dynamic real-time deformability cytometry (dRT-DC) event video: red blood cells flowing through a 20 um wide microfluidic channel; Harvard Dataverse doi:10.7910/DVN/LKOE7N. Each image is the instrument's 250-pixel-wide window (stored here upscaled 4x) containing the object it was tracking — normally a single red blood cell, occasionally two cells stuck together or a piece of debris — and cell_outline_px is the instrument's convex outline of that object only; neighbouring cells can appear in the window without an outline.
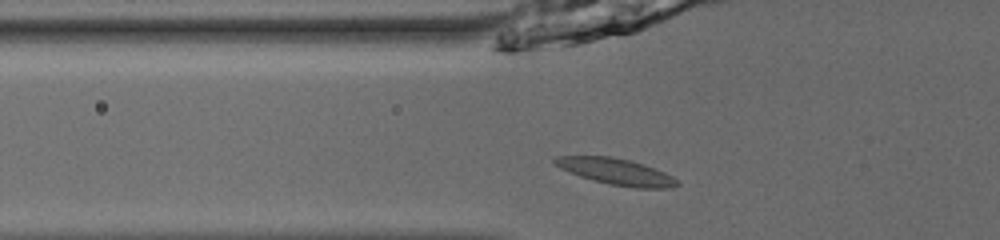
{"species": "common noctule bat (a hibernating species)", "species_latin": "Nyctalus noctula", "temperature_condition": "room temperature", "stored_images_in_passage": 35, "camera_frame_rate_fps": 3000, "um_per_image_px": 0.085, "animal": {"sex": "male", "body_mass_g": 13.0, "forearm_length_mm": 53.1}, "frame": {"image": 1, "passage_image": 3, "time_ms": 0.667, "image_size_px": [1000, 240], "cell_outline_px": [[680, 184], [668, 188], [632, 188], [608, 184], [592, 180], [580, 176], [560, 168], [552, 160], [556, 156], [612, 156], [644, 164], [664, 172], [672, 176]], "centroid_in_image_um": [52.37, 14.59], "position_along_channel_um": 73.4, "area_um2": 18.67}}
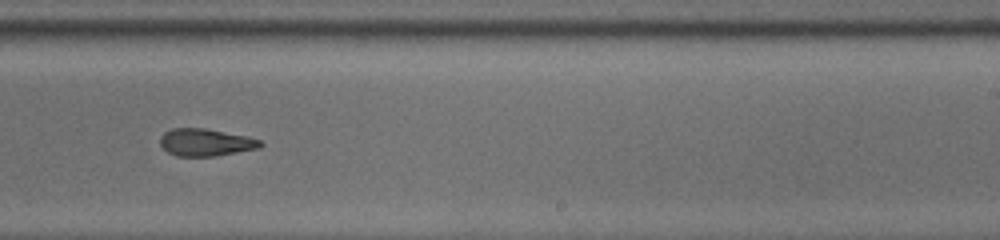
{"frame": {"image": 2, "passage_image": 18, "time_ms": 5.667, "image_size_px": [1000, 240], "cell_outline_px": [[264, 144], [260, 148], [216, 156], [176, 156], [168, 152], [160, 144], [160, 136], [164, 132], [172, 128], [204, 128], [248, 136], [260, 140]], "centroid_in_image_um": [17.49, 12.1], "position_along_channel_um": 271.5, "area_um2": 16.07}}
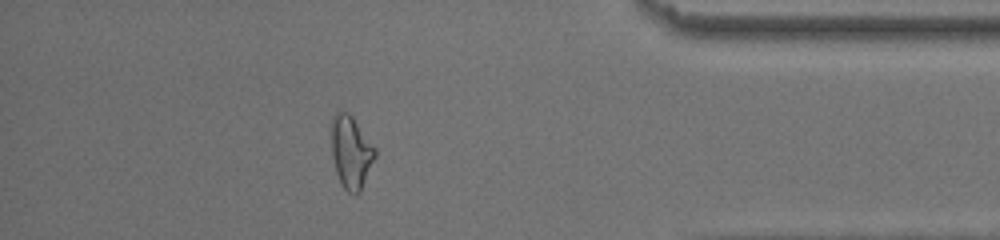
{"frame": {"image": 3, "passage_image": 30, "time_ms": 9.667, "image_size_px": [1000, 240], "cell_outline_px": [[376, 156], [360, 192], [348, 192], [344, 188], [336, 172], [332, 156], [328, 128], [332, 116], [336, 112], [348, 112], [352, 116], [376, 148]], "centroid_in_image_um": [29.79, 12.86], "position_along_channel_um": 405.4, "area_um2": 18.79}, "authors_computed_cell_mechanics": {"area_um2": 16.762, "velocity_mm_per_s": 3.9487, "shape_relaxation_time_tau1_ms": 5.5684, "shape_relaxation_time_tau2_ms": 6.3949, "deformation_change_tau1": 0.1606, "deformation_change_tau2": 0.1352}}